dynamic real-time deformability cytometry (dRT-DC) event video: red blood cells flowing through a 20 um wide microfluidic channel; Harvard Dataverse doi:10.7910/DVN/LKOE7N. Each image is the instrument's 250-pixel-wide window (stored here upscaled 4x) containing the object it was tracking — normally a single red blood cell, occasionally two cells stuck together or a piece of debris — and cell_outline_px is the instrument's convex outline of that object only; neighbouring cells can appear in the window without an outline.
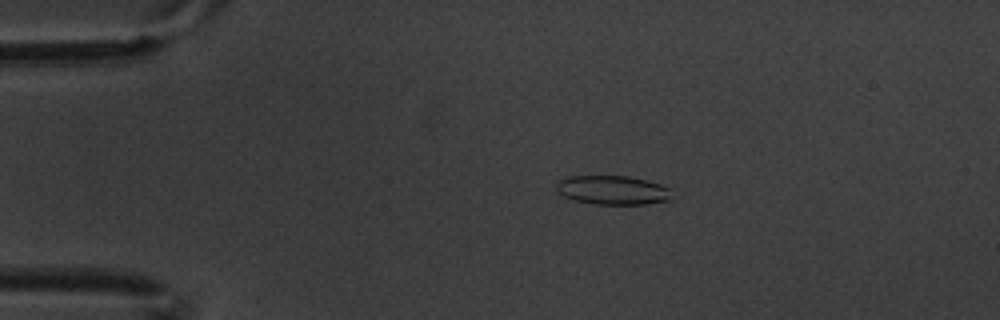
{"species": "common noctule bat (a hibernating species)", "species_latin": "Nyctalus noctula", "temperature_condition": "warm", "stored_images_in_passage": 7, "camera_frame_rate_fps": 3000, "um_per_image_px": 0.085, "animal": {"sex": "male", "body_mass_g": 20.1, "forearm_length_mm": 53.5}, "frame": {"image": 1, "passage_image": 4, "time_ms": 1.0, "image_size_px": [1000, 320], "cell_outline_px": [[668, 200], [644, 204], [596, 204], [576, 200], [564, 196], [556, 192], [556, 184], [560, 180], [568, 176], [628, 176], [660, 184], [668, 188]], "centroid_in_image_um": [52.0, 16.15], "position_along_channel_um": 33.0, "area_um2": 19.13}}